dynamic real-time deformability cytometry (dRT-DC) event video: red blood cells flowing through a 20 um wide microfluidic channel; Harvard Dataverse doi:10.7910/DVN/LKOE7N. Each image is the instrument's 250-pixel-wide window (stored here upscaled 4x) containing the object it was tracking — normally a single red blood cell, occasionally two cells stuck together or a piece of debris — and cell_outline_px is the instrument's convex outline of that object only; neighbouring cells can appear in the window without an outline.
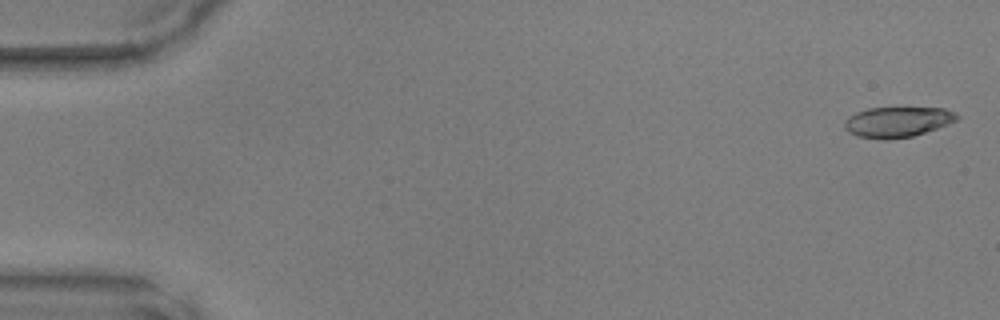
{"species": "common noctule bat (a hibernating species)", "species_latin": "Nyctalus noctula", "temperature_condition": "warm", "stored_images_in_passage": 49, "camera_frame_rate_fps": 3000, "um_per_image_px": 0.085, "animal": {"sex": "male", "body_mass_g": 17.9, "forearm_length_mm": 54.2}, "frame": {"image": 1, "passage_image": 1, "time_ms": 0.0, "image_size_px": [1000, 320], "cell_outline_px": [[960, 116], [956, 120], [948, 124], [912, 136], [888, 140], [884, 140], [856, 136], [848, 132], [844, 128], [844, 120], [848, 116], [856, 112], [868, 108], [944, 108], [956, 112]], "centroid_in_image_um": [76.25, 10.37], "position_along_channel_um": 8.8, "area_um2": 20.0}}
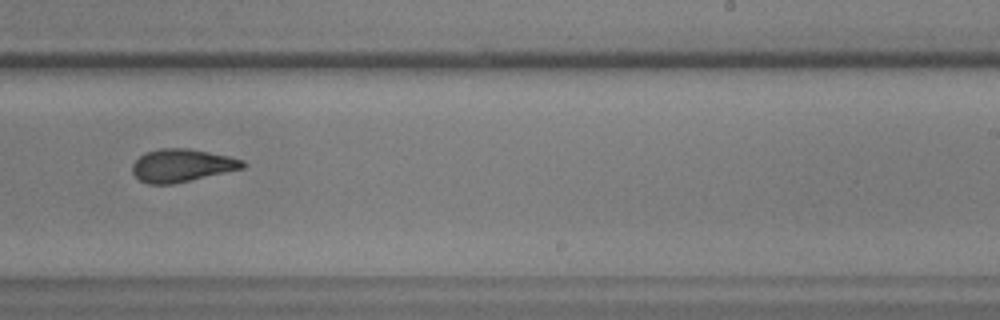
{"frame": {"image": 2, "passage_image": 30, "time_ms": 9.667, "image_size_px": [1000, 320], "cell_outline_px": [[244, 168], [172, 184], [148, 184], [140, 180], [132, 172], [132, 164], [144, 152], [160, 148], [188, 148], [228, 156], [244, 160]], "centroid_in_image_um": [15.42, 14.05], "position_along_channel_um": 273.6, "area_um2": 20.98}}
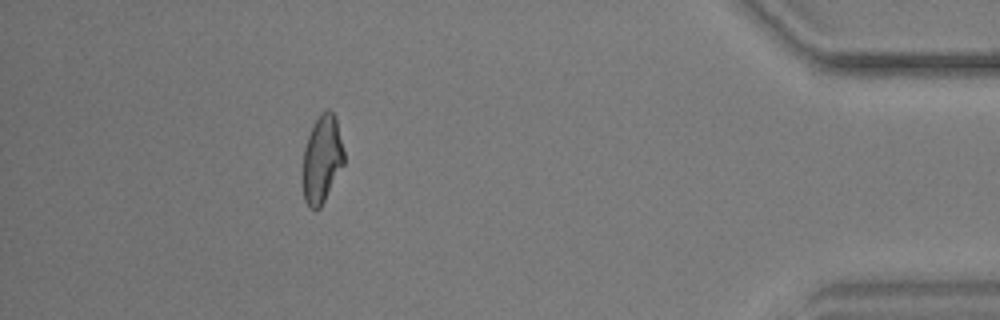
{"frame": {"image": 3, "passage_image": 43, "time_ms": 14.0, "image_size_px": [1000, 320], "cell_outline_px": [[344, 164], [320, 208], [316, 212], [308, 208], [304, 200], [304, 148], [308, 136], [320, 112], [328, 108], [336, 116], [344, 152]], "centroid_in_image_um": [27.38, 13.54], "position_along_channel_um": 407.8, "area_um2": 20.92}}